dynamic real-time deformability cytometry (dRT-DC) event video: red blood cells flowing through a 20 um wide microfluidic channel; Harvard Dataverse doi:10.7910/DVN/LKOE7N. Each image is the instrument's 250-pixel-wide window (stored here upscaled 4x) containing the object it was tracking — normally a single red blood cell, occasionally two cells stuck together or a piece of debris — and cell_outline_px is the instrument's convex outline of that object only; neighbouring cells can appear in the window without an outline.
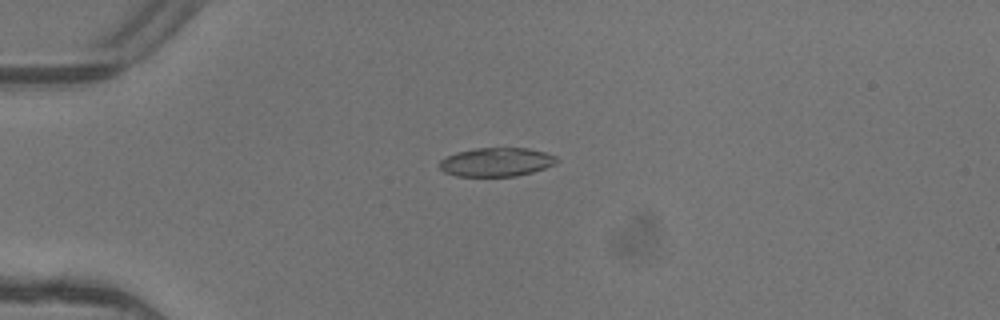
{"species": "common noctule bat (a hibernating species)", "species_latin": "Nyctalus noctula", "temperature_condition": "warm", "stored_images_in_passage": 5, "camera_frame_rate_fps": 3000, "um_per_image_px": 0.085, "animal": {"sex": "female"}, "frame": {"image": 1, "passage_image": 5, "time_ms": 1.333, "image_size_px": [1000, 320], "cell_outline_px": [[560, 160], [544, 168], [532, 172], [516, 176], [456, 176], [444, 172], [440, 168], [440, 160], [456, 152], [476, 148], [528, 148], [544, 152], [556, 156]], "centroid_in_image_um": [42.18, 13.77], "position_along_channel_um": 42.8, "area_um2": 19.54}}